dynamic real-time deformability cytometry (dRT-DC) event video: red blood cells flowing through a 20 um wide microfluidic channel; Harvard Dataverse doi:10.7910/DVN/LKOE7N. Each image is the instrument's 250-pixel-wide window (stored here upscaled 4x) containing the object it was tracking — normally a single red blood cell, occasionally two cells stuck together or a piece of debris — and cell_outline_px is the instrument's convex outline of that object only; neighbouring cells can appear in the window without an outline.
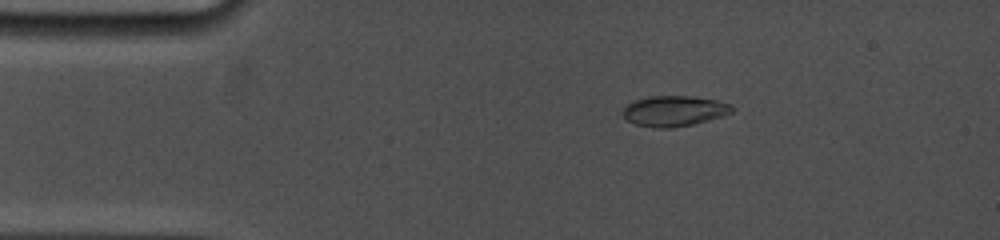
{"species": "common noctule bat (a hibernating species)", "species_latin": "Nyctalus noctula", "temperature_condition": "cold", "stored_images_in_passage": 16, "camera_frame_rate_fps": 5000, "um_per_image_px": 0.085, "animal": {"sex": "female", "body_mass_g": 19.0, "forearm_length_mm": 53.3}, "frame": {"image": 1, "passage_image": 3, "time_ms": 1.8, "image_size_px": [1000, 240], "cell_outline_px": [[736, 108], [732, 112], [724, 116], [692, 124], [672, 128], [656, 128], [636, 124], [628, 120], [620, 112], [628, 104], [636, 100], [652, 96], [688, 96], [716, 100], [732, 104]], "centroid_in_image_um": [57.34, 9.43], "position_along_channel_um": 27.7, "area_um2": 19.36}}
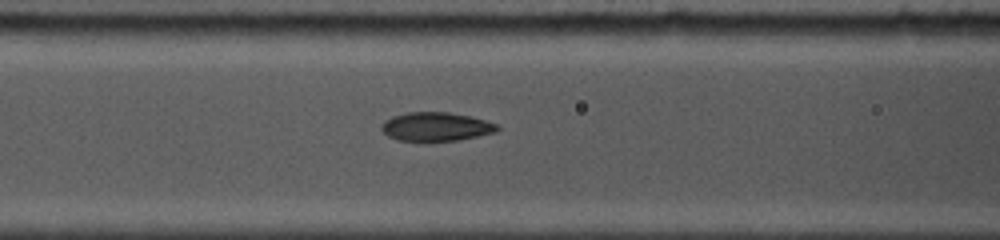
{"frame": {"image": 2, "passage_image": 13, "time_ms": 5.8, "image_size_px": [1000, 240], "cell_outline_px": [[500, 128], [496, 132], [460, 140], [424, 144], [396, 140], [388, 136], [380, 128], [384, 120], [392, 116], [408, 112], [448, 112], [472, 116], [500, 124]], "centroid_in_image_um": [37.06, 10.81], "position_along_channel_um": 129.5, "area_um2": 20.4}}
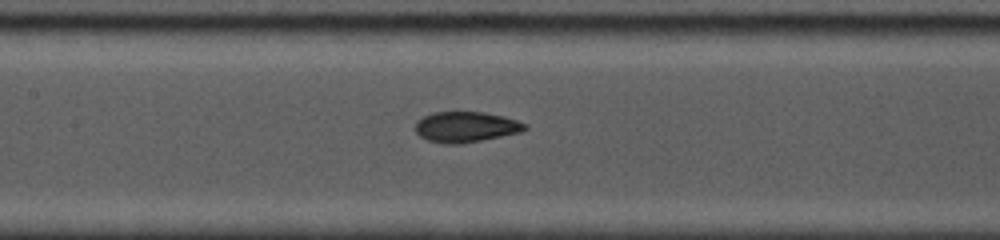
{"frame": {"image": 3, "passage_image": 16, "time_ms": 6.8, "image_size_px": [1000, 240], "cell_outline_px": [[528, 128], [520, 132], [460, 144], [444, 144], [428, 140], [420, 136], [416, 132], [416, 120], [432, 112], [484, 112], [504, 116], [528, 124]], "centroid_in_image_um": [39.59, 10.78], "position_along_channel_um": 167.8, "area_um2": 19.48}}